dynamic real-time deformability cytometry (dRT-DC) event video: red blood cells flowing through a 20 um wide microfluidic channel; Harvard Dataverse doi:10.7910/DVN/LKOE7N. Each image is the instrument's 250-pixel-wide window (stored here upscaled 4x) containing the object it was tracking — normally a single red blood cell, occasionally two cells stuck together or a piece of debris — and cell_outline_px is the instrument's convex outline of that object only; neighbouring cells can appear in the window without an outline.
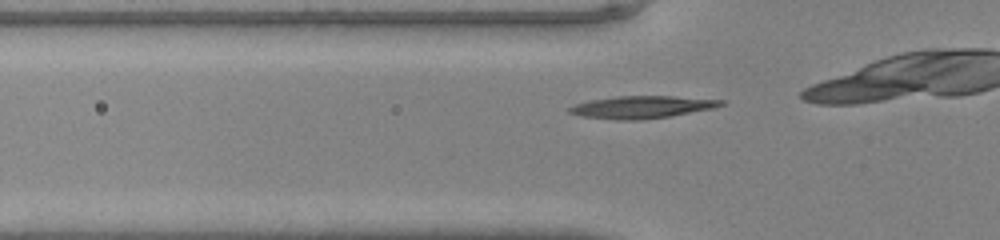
{"species": "common noctule bat (a hibernating species)", "species_latin": "Nyctalus noctula", "temperature_condition": "warm", "stored_images_in_passage": 9, "camera_frame_rate_fps": 3000, "um_per_image_px": 0.085, "animal": {"sex": "male", "body_mass_g": 20.0, "forearm_length_mm": 53.3}, "frame": {"image": 1, "passage_image": 2, "time_ms": 0.333, "image_size_px": [1000, 240], "cell_outline_px": [[724, 104], [712, 108], [668, 116], [636, 120], [616, 120], [580, 116], [568, 112], [568, 108], [576, 104], [592, 100], [616, 96], [672, 96], [724, 100]], "centroid_in_image_um": [54.51, 9.1], "position_along_channel_um": 71.3, "area_um2": 19.42}}
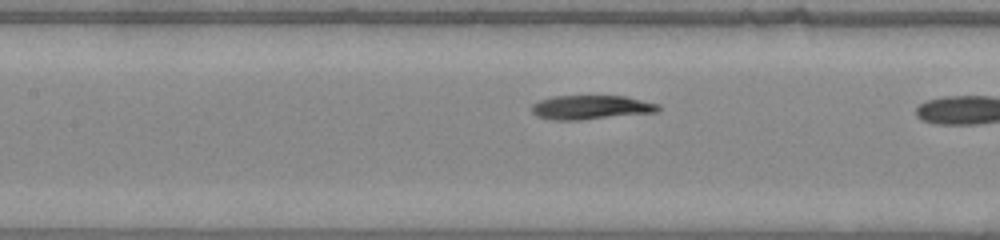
{"frame": {"image": 2, "passage_image": 8, "time_ms": 2.333, "image_size_px": [1000, 240], "cell_outline_px": [[660, 112], [580, 120], [548, 120], [536, 116], [532, 112], [532, 104], [540, 100], [552, 96], [624, 96], [660, 104]], "centroid_in_image_um": [50.23, 9.13], "position_along_channel_um": 157.2, "area_um2": 17.98}}